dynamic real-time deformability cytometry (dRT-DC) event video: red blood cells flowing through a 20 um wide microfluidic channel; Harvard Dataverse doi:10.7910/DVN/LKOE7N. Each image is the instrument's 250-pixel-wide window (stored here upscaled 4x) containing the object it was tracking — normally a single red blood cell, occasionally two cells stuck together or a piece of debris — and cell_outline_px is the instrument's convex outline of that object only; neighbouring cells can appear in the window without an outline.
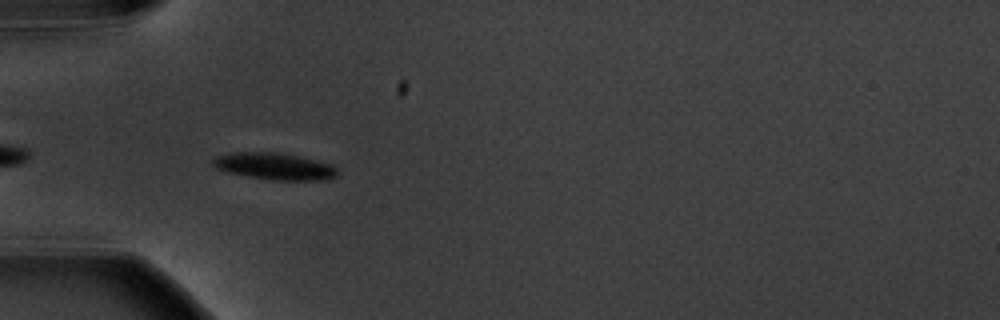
{"species": "common noctule bat (a hibernating species)", "species_latin": "Nyctalus noctula", "temperature_condition": "warm", "stored_images_in_passage": 6, "camera_frame_rate_fps": 3000, "um_per_image_px": 0.085, "animal": {"sex": "male", "body_mass_g": 20.1, "forearm_length_mm": 53.5}, "frame": {"image": 1, "passage_image": 5, "time_ms": 4.667, "image_size_px": [1000, 320], "cell_outline_px": [[340, 172], [336, 176], [324, 180], [272, 180], [228, 172], [216, 168], [212, 164], [212, 160], [216, 156], [236, 152], [276, 152], [300, 156], [332, 164]], "centroid_in_image_um": [23.37, 14.13], "position_along_channel_um": 61.6, "area_um2": 19.42}}